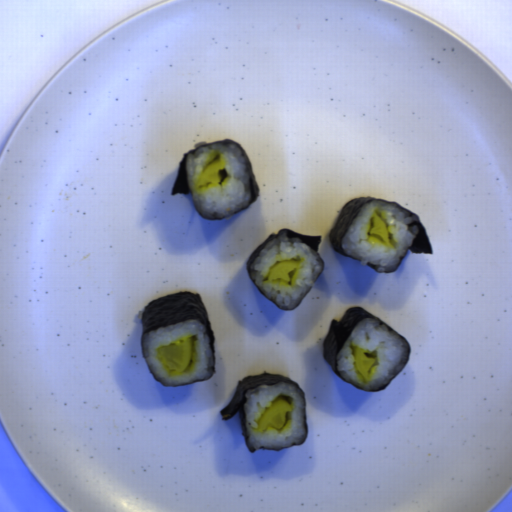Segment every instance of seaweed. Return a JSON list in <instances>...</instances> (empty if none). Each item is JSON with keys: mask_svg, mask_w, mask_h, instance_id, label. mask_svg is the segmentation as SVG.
Instances as JSON below:
<instances>
[{"mask_svg": "<svg viewBox=\"0 0 512 512\" xmlns=\"http://www.w3.org/2000/svg\"><path fill=\"white\" fill-rule=\"evenodd\" d=\"M184 321H198L204 327L208 336L214 366L213 371L208 379L201 381L183 384V385H164L158 380L150 371L157 383L164 386L183 387L193 384H198L210 380L215 373L216 354H215V341L214 333L209 319L208 312L205 308L203 300L198 292L179 291L171 293L159 299L148 302L141 315L142 332L140 335V348L142 357L144 355V336L153 329L164 326H172Z\"/></svg>", "mask_w": 512, "mask_h": 512, "instance_id": "1", "label": "seaweed"}, {"mask_svg": "<svg viewBox=\"0 0 512 512\" xmlns=\"http://www.w3.org/2000/svg\"><path fill=\"white\" fill-rule=\"evenodd\" d=\"M373 200H379V201L388 202V203L397 205L400 208L407 211L408 213H410L414 217L415 221L412 222L411 224H409V227L416 226L417 231H416V235H415L408 251H410L411 253L432 254V249H431L428 235L426 233L424 225L420 221L418 214H416L412 210L408 209L407 207L401 205L400 203H398L396 201H390V200H384V199H378V198H372V197H366V196L350 200L342 208L335 227L328 234L331 247L334 251H336L339 255L351 258V259L356 260L361 263V261L359 259L354 258L345 253V251L342 248L341 241L345 237L350 225L352 224L354 219L357 217V215L359 214L361 209L364 207V205Z\"/></svg>", "mask_w": 512, "mask_h": 512, "instance_id": "2", "label": "seaweed"}, {"mask_svg": "<svg viewBox=\"0 0 512 512\" xmlns=\"http://www.w3.org/2000/svg\"><path fill=\"white\" fill-rule=\"evenodd\" d=\"M366 318H374V319L380 321L381 323L387 325L386 323H384L383 321H381L380 319H378L374 315L370 314L369 312H367L366 310H364L360 306L359 307H354L353 306L351 308H348L345 311V313L341 316L340 320H338L337 318H333L332 319V321H331V323L329 325L328 333H327V335L323 339V343H322L323 358H325L327 360V362L330 365L333 373L335 375H337L344 382H346V381L340 376V374L337 371V365H336L337 355H338L342 345L344 344V342L346 341V339L348 338V336L350 335V333L354 329V327L362 319H366ZM387 326H388V328L390 330L394 331L396 334H398L401 338H403L406 341L407 345L410 348V353H409V359H410L411 346H410V343L408 342V340L404 336H402L399 332H397L395 329H393L389 325H387ZM409 359H408L405 367L408 365ZM405 367L395 376V378L393 380H395L400 375V373L405 369ZM346 383L350 384L348 382H346ZM387 386H385V387H383V388H381L379 390H375V391H371V392H379V391L385 389ZM354 387H356L360 391H367V390H364V389L359 388L357 386H354ZM368 392H370V391H368Z\"/></svg>", "mask_w": 512, "mask_h": 512, "instance_id": "3", "label": "seaweed"}, {"mask_svg": "<svg viewBox=\"0 0 512 512\" xmlns=\"http://www.w3.org/2000/svg\"><path fill=\"white\" fill-rule=\"evenodd\" d=\"M289 383L291 385L296 386L299 390L303 392L304 396V408H305V424H306V435L303 443L293 446V447H300L304 444L307 434H308V424H307V411H306V401H305V393L304 390L292 379L288 378L285 375L275 374V373H269V372H263L260 375H248L244 379L238 380L236 389L234 391V394L230 400V402L226 405V407L223 410H220L221 419L224 421H229L232 419L236 414L240 415V421H241V430H242V436L245 441L246 447H247V437L244 429V404L246 402L245 399V393L248 390L255 389L257 386H260L262 384H275V383ZM291 448V447H289ZM288 449V448H286ZM247 450L250 453H253L255 451H251L248 447ZM258 450H269L266 448H259ZM285 450V449H283ZM283 450H269V451H275V452H281Z\"/></svg>", "mask_w": 512, "mask_h": 512, "instance_id": "4", "label": "seaweed"}, {"mask_svg": "<svg viewBox=\"0 0 512 512\" xmlns=\"http://www.w3.org/2000/svg\"><path fill=\"white\" fill-rule=\"evenodd\" d=\"M216 143L235 144L236 146H238L241 149V151L243 153L246 170H247V175H248L251 198H250L249 204L245 208H243L235 213L242 212L245 209H247L249 206H251L257 200V198L259 197V194H260V190H259V187L257 184L255 174H254L252 163H251L249 157L247 156L245 150L243 149L242 145L239 144L238 142H236L235 140H231V139H227V138L224 140L215 141V142H201V141L197 142L194 145L193 149H190L187 153H184V155L178 165L177 176L172 185L170 195H172V196H175L176 194L192 195L188 177H187V170H186L187 156L189 154H194L198 147H206V146L214 145ZM235 213H233V215Z\"/></svg>", "mask_w": 512, "mask_h": 512, "instance_id": "5", "label": "seaweed"}, {"mask_svg": "<svg viewBox=\"0 0 512 512\" xmlns=\"http://www.w3.org/2000/svg\"><path fill=\"white\" fill-rule=\"evenodd\" d=\"M283 234H286L287 238H299L303 243H305L314 253H316L322 260V264H323V269H322V272H324L325 270V261L324 259L321 257V255L319 254V246L322 242V237L321 235H306V234H298L296 232H293L289 229H283V230H280L278 233H271L249 256L247 262H246V270L251 278V280L253 281V283L255 284V286L258 288V290L262 293V295L268 299L273 305H275L278 309H281L279 308L275 303H273L261 290L260 288L257 286V284L255 283L254 279L252 278L251 276V270H252V264L254 262V260L258 257V255L260 254V252L275 238L277 237H280L282 236Z\"/></svg>", "mask_w": 512, "mask_h": 512, "instance_id": "6", "label": "seaweed"}, {"mask_svg": "<svg viewBox=\"0 0 512 512\" xmlns=\"http://www.w3.org/2000/svg\"><path fill=\"white\" fill-rule=\"evenodd\" d=\"M406 254H407V252L405 253V255H404L403 257H400V259H399V261H398V263H397V265H396V267H395L394 271H396V270L400 267V265H401V263L403 262V260H404V258H405V256H406ZM394 271H393V272H394ZM393 272H382V273L389 274V273H393Z\"/></svg>", "mask_w": 512, "mask_h": 512, "instance_id": "7", "label": "seaweed"}, {"mask_svg": "<svg viewBox=\"0 0 512 512\" xmlns=\"http://www.w3.org/2000/svg\"><path fill=\"white\" fill-rule=\"evenodd\" d=\"M193 204H194V203H193ZM194 206H195V204H194ZM195 208H196V206H195ZM196 211H197L198 215H199V216H201L203 219H207V220H210V221H211V220H223V219H225V218H206V217H203V216L200 214V212L197 210V208H196Z\"/></svg>", "mask_w": 512, "mask_h": 512, "instance_id": "8", "label": "seaweed"}, {"mask_svg": "<svg viewBox=\"0 0 512 512\" xmlns=\"http://www.w3.org/2000/svg\"><path fill=\"white\" fill-rule=\"evenodd\" d=\"M365 265H367L368 267H370V268H371V269H373L374 271L379 272V271H377V269H376L375 265H372V264H369V263H368V264H365Z\"/></svg>", "mask_w": 512, "mask_h": 512, "instance_id": "9", "label": "seaweed"}]
</instances>
